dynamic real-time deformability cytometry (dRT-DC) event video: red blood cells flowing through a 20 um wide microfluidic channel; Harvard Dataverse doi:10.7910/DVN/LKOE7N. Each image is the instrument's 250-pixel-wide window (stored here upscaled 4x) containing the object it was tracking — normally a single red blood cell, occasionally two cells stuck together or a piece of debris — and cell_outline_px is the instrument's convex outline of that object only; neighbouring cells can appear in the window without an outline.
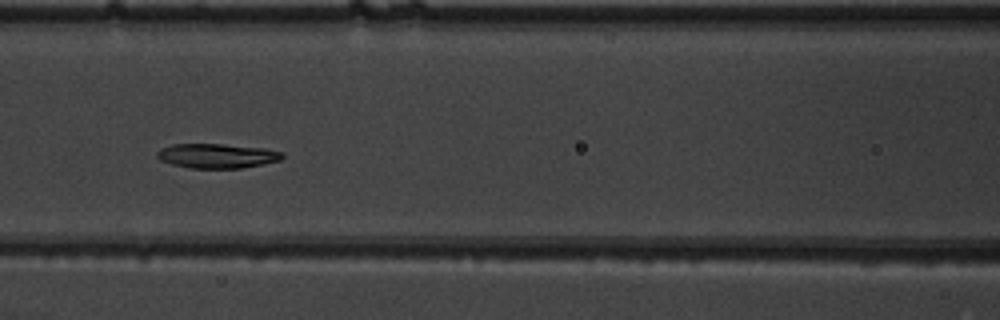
{"species": "common noctule bat (a hibernating species)", "species_latin": "Nyctalus noctula", "temperature_condition": "warm", "stored_images_in_passage": 8, "camera_frame_rate_fps": 3000, "um_per_image_px": 0.085, "animal": {"sex": "male", "body_mass_g": 19.5, "forearm_length_mm": 54.6}, "frame": {"image": 1, "passage_image": 5, "time_ms": 1.333, "image_size_px": [1000, 320], "cell_outline_px": [[284, 156], [280, 160], [240, 168], [192, 168], [172, 164], [160, 160], [156, 156], [156, 152], [160, 148], [172, 144], [220, 144], [264, 148], [284, 152]], "centroid_in_image_um": [18.42, 13.24], "position_along_channel_um": 148.2, "area_um2": 17.8}}
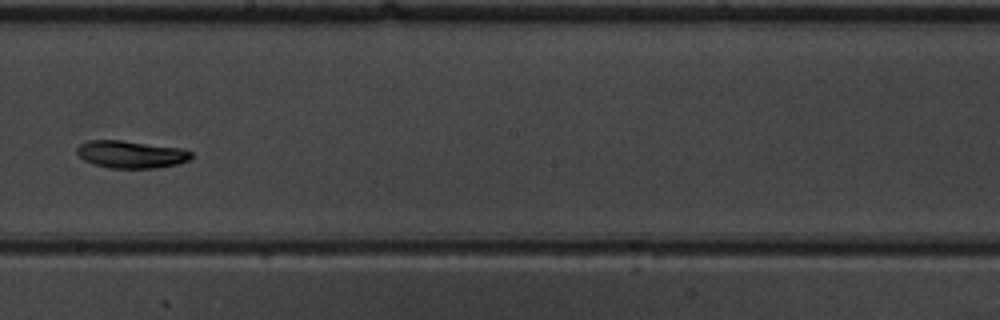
{"frame": {"image": 2, "passage_image": 7, "time_ms": 2.0, "image_size_px": [1000, 320], "cell_outline_px": [[192, 156], [188, 160], [180, 164], [156, 168], [108, 168], [92, 164], [84, 160], [76, 152], [76, 148], [80, 144], [88, 140], [120, 140], [184, 148], [192, 152]], "centroid_in_image_um": [11.15, 13.12], "position_along_channel_um": 237.1, "area_um2": 18.5}}
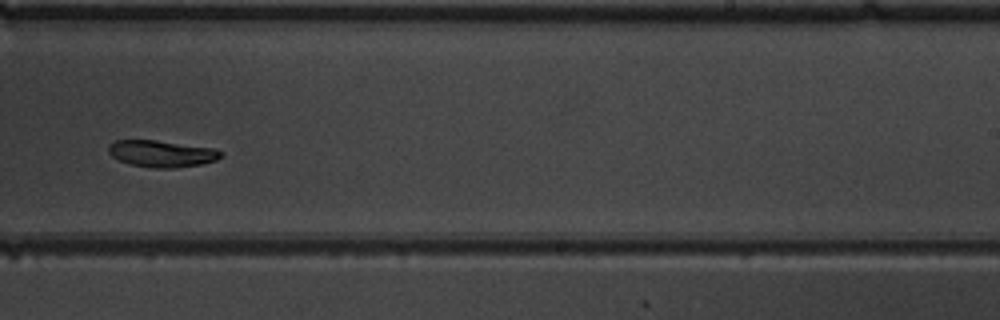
{"frame": {"image": 3, "passage_image": 8, "time_ms": 2.333, "image_size_px": [1000, 320], "cell_outline_px": [[224, 156], [216, 160], [200, 164], [176, 168], [152, 168], [128, 164], [112, 156], [108, 152], [108, 144], [116, 140], [156, 140], [216, 148], [224, 152]], "centroid_in_image_um": [13.77, 13.06], "position_along_channel_um": 275.2, "area_um2": 17.74}}